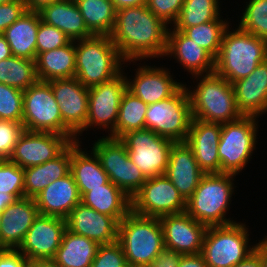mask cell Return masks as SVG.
<instances>
[{
  "mask_svg": "<svg viewBox=\"0 0 267 267\" xmlns=\"http://www.w3.org/2000/svg\"><path fill=\"white\" fill-rule=\"evenodd\" d=\"M148 106L126 89L121 98L115 130L109 134V137L120 138L132 130L145 129V116Z\"/></svg>",
  "mask_w": 267,
  "mask_h": 267,
  "instance_id": "e575fe53",
  "label": "cell"
},
{
  "mask_svg": "<svg viewBox=\"0 0 267 267\" xmlns=\"http://www.w3.org/2000/svg\"><path fill=\"white\" fill-rule=\"evenodd\" d=\"M245 224L208 226L202 245L203 255L208 267H234L245 260L256 245L248 246L249 234Z\"/></svg>",
  "mask_w": 267,
  "mask_h": 267,
  "instance_id": "52a82bcc",
  "label": "cell"
},
{
  "mask_svg": "<svg viewBox=\"0 0 267 267\" xmlns=\"http://www.w3.org/2000/svg\"><path fill=\"white\" fill-rule=\"evenodd\" d=\"M109 181L132 198L147 178L129 158L125 144L119 138L102 137L92 147Z\"/></svg>",
  "mask_w": 267,
  "mask_h": 267,
  "instance_id": "8fae6325",
  "label": "cell"
},
{
  "mask_svg": "<svg viewBox=\"0 0 267 267\" xmlns=\"http://www.w3.org/2000/svg\"><path fill=\"white\" fill-rule=\"evenodd\" d=\"M178 267H208L203 255L200 254H188L182 255L179 259Z\"/></svg>",
  "mask_w": 267,
  "mask_h": 267,
  "instance_id": "681fc988",
  "label": "cell"
},
{
  "mask_svg": "<svg viewBox=\"0 0 267 267\" xmlns=\"http://www.w3.org/2000/svg\"><path fill=\"white\" fill-rule=\"evenodd\" d=\"M148 0H112L116 10L124 7L142 6L146 5Z\"/></svg>",
  "mask_w": 267,
  "mask_h": 267,
  "instance_id": "f5cc1de1",
  "label": "cell"
},
{
  "mask_svg": "<svg viewBox=\"0 0 267 267\" xmlns=\"http://www.w3.org/2000/svg\"><path fill=\"white\" fill-rule=\"evenodd\" d=\"M39 81L74 78L76 72L75 41L63 47L42 52L35 58Z\"/></svg>",
  "mask_w": 267,
  "mask_h": 267,
  "instance_id": "f546056e",
  "label": "cell"
},
{
  "mask_svg": "<svg viewBox=\"0 0 267 267\" xmlns=\"http://www.w3.org/2000/svg\"><path fill=\"white\" fill-rule=\"evenodd\" d=\"M234 177L230 173L204 174L187 200L186 212L207 227L234 223L225 217L234 191Z\"/></svg>",
  "mask_w": 267,
  "mask_h": 267,
  "instance_id": "8992f818",
  "label": "cell"
},
{
  "mask_svg": "<svg viewBox=\"0 0 267 267\" xmlns=\"http://www.w3.org/2000/svg\"><path fill=\"white\" fill-rule=\"evenodd\" d=\"M0 192L25 194L24 169L10 160H3L0 164Z\"/></svg>",
  "mask_w": 267,
  "mask_h": 267,
  "instance_id": "60d3db41",
  "label": "cell"
},
{
  "mask_svg": "<svg viewBox=\"0 0 267 267\" xmlns=\"http://www.w3.org/2000/svg\"><path fill=\"white\" fill-rule=\"evenodd\" d=\"M38 215L34 198L23 197L8 205L1 216L0 249L17 250Z\"/></svg>",
  "mask_w": 267,
  "mask_h": 267,
  "instance_id": "ffe728a7",
  "label": "cell"
},
{
  "mask_svg": "<svg viewBox=\"0 0 267 267\" xmlns=\"http://www.w3.org/2000/svg\"><path fill=\"white\" fill-rule=\"evenodd\" d=\"M99 244L87 237L66 230L52 261L58 267H90Z\"/></svg>",
  "mask_w": 267,
  "mask_h": 267,
  "instance_id": "d6a6232c",
  "label": "cell"
},
{
  "mask_svg": "<svg viewBox=\"0 0 267 267\" xmlns=\"http://www.w3.org/2000/svg\"><path fill=\"white\" fill-rule=\"evenodd\" d=\"M164 246L181 255L200 254L207 226L194 220L187 212L159 217Z\"/></svg>",
  "mask_w": 267,
  "mask_h": 267,
  "instance_id": "ac0fdd59",
  "label": "cell"
},
{
  "mask_svg": "<svg viewBox=\"0 0 267 267\" xmlns=\"http://www.w3.org/2000/svg\"><path fill=\"white\" fill-rule=\"evenodd\" d=\"M220 123L191 120L186 143L191 147L200 169L205 173H220L218 147L220 142Z\"/></svg>",
  "mask_w": 267,
  "mask_h": 267,
  "instance_id": "44dd1931",
  "label": "cell"
},
{
  "mask_svg": "<svg viewBox=\"0 0 267 267\" xmlns=\"http://www.w3.org/2000/svg\"><path fill=\"white\" fill-rule=\"evenodd\" d=\"M219 0H185L174 29L183 31L185 28L216 20L220 17Z\"/></svg>",
  "mask_w": 267,
  "mask_h": 267,
  "instance_id": "8d00e7d4",
  "label": "cell"
},
{
  "mask_svg": "<svg viewBox=\"0 0 267 267\" xmlns=\"http://www.w3.org/2000/svg\"><path fill=\"white\" fill-rule=\"evenodd\" d=\"M26 10L24 0L0 4V34L11 26Z\"/></svg>",
  "mask_w": 267,
  "mask_h": 267,
  "instance_id": "bcb514c9",
  "label": "cell"
},
{
  "mask_svg": "<svg viewBox=\"0 0 267 267\" xmlns=\"http://www.w3.org/2000/svg\"><path fill=\"white\" fill-rule=\"evenodd\" d=\"M167 33V47L164 56L171 55L193 75L210 74L215 71V59L195 41L181 31L173 29Z\"/></svg>",
  "mask_w": 267,
  "mask_h": 267,
  "instance_id": "484cf974",
  "label": "cell"
},
{
  "mask_svg": "<svg viewBox=\"0 0 267 267\" xmlns=\"http://www.w3.org/2000/svg\"><path fill=\"white\" fill-rule=\"evenodd\" d=\"M127 89L147 105L171 97L183 84L173 80L168 69L141 66Z\"/></svg>",
  "mask_w": 267,
  "mask_h": 267,
  "instance_id": "603a6c76",
  "label": "cell"
},
{
  "mask_svg": "<svg viewBox=\"0 0 267 267\" xmlns=\"http://www.w3.org/2000/svg\"><path fill=\"white\" fill-rule=\"evenodd\" d=\"M261 267H267V237L261 240Z\"/></svg>",
  "mask_w": 267,
  "mask_h": 267,
  "instance_id": "6f0895ef",
  "label": "cell"
},
{
  "mask_svg": "<svg viewBox=\"0 0 267 267\" xmlns=\"http://www.w3.org/2000/svg\"><path fill=\"white\" fill-rule=\"evenodd\" d=\"M128 267H147L165 247L159 217L132 210L119 222L118 238Z\"/></svg>",
  "mask_w": 267,
  "mask_h": 267,
  "instance_id": "5b68a950",
  "label": "cell"
},
{
  "mask_svg": "<svg viewBox=\"0 0 267 267\" xmlns=\"http://www.w3.org/2000/svg\"><path fill=\"white\" fill-rule=\"evenodd\" d=\"M38 81L35 60L12 55L0 61V83L24 91Z\"/></svg>",
  "mask_w": 267,
  "mask_h": 267,
  "instance_id": "d590c367",
  "label": "cell"
},
{
  "mask_svg": "<svg viewBox=\"0 0 267 267\" xmlns=\"http://www.w3.org/2000/svg\"><path fill=\"white\" fill-rule=\"evenodd\" d=\"M192 120L186 85L171 97L150 104L145 116V129L173 142L186 141Z\"/></svg>",
  "mask_w": 267,
  "mask_h": 267,
  "instance_id": "9c48e42d",
  "label": "cell"
},
{
  "mask_svg": "<svg viewBox=\"0 0 267 267\" xmlns=\"http://www.w3.org/2000/svg\"><path fill=\"white\" fill-rule=\"evenodd\" d=\"M257 116L243 115L238 120L221 125L218 154L220 173L235 176L245 168L256 148Z\"/></svg>",
  "mask_w": 267,
  "mask_h": 267,
  "instance_id": "30bf717a",
  "label": "cell"
},
{
  "mask_svg": "<svg viewBox=\"0 0 267 267\" xmlns=\"http://www.w3.org/2000/svg\"><path fill=\"white\" fill-rule=\"evenodd\" d=\"M238 109L243 115L267 112V59L247 77L232 83Z\"/></svg>",
  "mask_w": 267,
  "mask_h": 267,
  "instance_id": "d4e9b609",
  "label": "cell"
},
{
  "mask_svg": "<svg viewBox=\"0 0 267 267\" xmlns=\"http://www.w3.org/2000/svg\"><path fill=\"white\" fill-rule=\"evenodd\" d=\"M34 200L39 214L66 219L72 209L81 202V195L70 172L50 183Z\"/></svg>",
  "mask_w": 267,
  "mask_h": 267,
  "instance_id": "cb8c5ba5",
  "label": "cell"
},
{
  "mask_svg": "<svg viewBox=\"0 0 267 267\" xmlns=\"http://www.w3.org/2000/svg\"><path fill=\"white\" fill-rule=\"evenodd\" d=\"M48 83L59 104L63 124L77 136L86 124L89 88L84 87L76 77L54 79Z\"/></svg>",
  "mask_w": 267,
  "mask_h": 267,
  "instance_id": "e0dca14e",
  "label": "cell"
},
{
  "mask_svg": "<svg viewBox=\"0 0 267 267\" xmlns=\"http://www.w3.org/2000/svg\"><path fill=\"white\" fill-rule=\"evenodd\" d=\"M199 76L202 78L197 88L193 91L187 88L193 119L224 124L243 116L238 109L231 83L215 72L194 75L196 79Z\"/></svg>",
  "mask_w": 267,
  "mask_h": 267,
  "instance_id": "277c9868",
  "label": "cell"
},
{
  "mask_svg": "<svg viewBox=\"0 0 267 267\" xmlns=\"http://www.w3.org/2000/svg\"><path fill=\"white\" fill-rule=\"evenodd\" d=\"M27 10L38 11L44 5L50 4L57 0H24Z\"/></svg>",
  "mask_w": 267,
  "mask_h": 267,
  "instance_id": "11a10c76",
  "label": "cell"
},
{
  "mask_svg": "<svg viewBox=\"0 0 267 267\" xmlns=\"http://www.w3.org/2000/svg\"><path fill=\"white\" fill-rule=\"evenodd\" d=\"M70 41L64 32L40 20L37 31L36 56L42 52L63 47Z\"/></svg>",
  "mask_w": 267,
  "mask_h": 267,
  "instance_id": "b9f144b4",
  "label": "cell"
},
{
  "mask_svg": "<svg viewBox=\"0 0 267 267\" xmlns=\"http://www.w3.org/2000/svg\"><path fill=\"white\" fill-rule=\"evenodd\" d=\"M187 201L165 175L147 178L140 190L131 198L134 213L161 217L186 212Z\"/></svg>",
  "mask_w": 267,
  "mask_h": 267,
  "instance_id": "4fadbf2b",
  "label": "cell"
},
{
  "mask_svg": "<svg viewBox=\"0 0 267 267\" xmlns=\"http://www.w3.org/2000/svg\"><path fill=\"white\" fill-rule=\"evenodd\" d=\"M28 259L15 249H0V267H25Z\"/></svg>",
  "mask_w": 267,
  "mask_h": 267,
  "instance_id": "c3c4849f",
  "label": "cell"
},
{
  "mask_svg": "<svg viewBox=\"0 0 267 267\" xmlns=\"http://www.w3.org/2000/svg\"><path fill=\"white\" fill-rule=\"evenodd\" d=\"M204 174L191 147L185 141L174 142L165 175L186 201L192 196Z\"/></svg>",
  "mask_w": 267,
  "mask_h": 267,
  "instance_id": "7402d4cb",
  "label": "cell"
},
{
  "mask_svg": "<svg viewBox=\"0 0 267 267\" xmlns=\"http://www.w3.org/2000/svg\"><path fill=\"white\" fill-rule=\"evenodd\" d=\"M81 202L88 207L120 222L131 211V198L109 181L97 188H89Z\"/></svg>",
  "mask_w": 267,
  "mask_h": 267,
  "instance_id": "1f68e13d",
  "label": "cell"
},
{
  "mask_svg": "<svg viewBox=\"0 0 267 267\" xmlns=\"http://www.w3.org/2000/svg\"><path fill=\"white\" fill-rule=\"evenodd\" d=\"M11 1H15V0H0V4H5Z\"/></svg>",
  "mask_w": 267,
  "mask_h": 267,
  "instance_id": "680465c9",
  "label": "cell"
},
{
  "mask_svg": "<svg viewBox=\"0 0 267 267\" xmlns=\"http://www.w3.org/2000/svg\"><path fill=\"white\" fill-rule=\"evenodd\" d=\"M22 124L24 130L53 132L67 136L72 142L79 141L63 124L59 104L48 82L38 81L23 91Z\"/></svg>",
  "mask_w": 267,
  "mask_h": 267,
  "instance_id": "ba28073f",
  "label": "cell"
},
{
  "mask_svg": "<svg viewBox=\"0 0 267 267\" xmlns=\"http://www.w3.org/2000/svg\"><path fill=\"white\" fill-rule=\"evenodd\" d=\"M90 267H128L120 243L99 244Z\"/></svg>",
  "mask_w": 267,
  "mask_h": 267,
  "instance_id": "7bdbcfd3",
  "label": "cell"
},
{
  "mask_svg": "<svg viewBox=\"0 0 267 267\" xmlns=\"http://www.w3.org/2000/svg\"><path fill=\"white\" fill-rule=\"evenodd\" d=\"M25 197V194H8L0 192V212H2L8 205L14 203L17 199Z\"/></svg>",
  "mask_w": 267,
  "mask_h": 267,
  "instance_id": "816d5d0a",
  "label": "cell"
},
{
  "mask_svg": "<svg viewBox=\"0 0 267 267\" xmlns=\"http://www.w3.org/2000/svg\"><path fill=\"white\" fill-rule=\"evenodd\" d=\"M66 228L98 244H109L117 241L119 222L80 202L66 218Z\"/></svg>",
  "mask_w": 267,
  "mask_h": 267,
  "instance_id": "d6986e66",
  "label": "cell"
},
{
  "mask_svg": "<svg viewBox=\"0 0 267 267\" xmlns=\"http://www.w3.org/2000/svg\"><path fill=\"white\" fill-rule=\"evenodd\" d=\"M203 24L185 28L182 33L189 39L195 41L200 47L205 49L214 59L219 54L222 37L229 26L228 22L219 19Z\"/></svg>",
  "mask_w": 267,
  "mask_h": 267,
  "instance_id": "74e56055",
  "label": "cell"
},
{
  "mask_svg": "<svg viewBox=\"0 0 267 267\" xmlns=\"http://www.w3.org/2000/svg\"><path fill=\"white\" fill-rule=\"evenodd\" d=\"M185 0H148L147 8L165 24L175 23Z\"/></svg>",
  "mask_w": 267,
  "mask_h": 267,
  "instance_id": "f6af8a7d",
  "label": "cell"
},
{
  "mask_svg": "<svg viewBox=\"0 0 267 267\" xmlns=\"http://www.w3.org/2000/svg\"><path fill=\"white\" fill-rule=\"evenodd\" d=\"M71 170V144L55 159L24 168L25 197L34 198L54 180L65 177Z\"/></svg>",
  "mask_w": 267,
  "mask_h": 267,
  "instance_id": "83f0119b",
  "label": "cell"
},
{
  "mask_svg": "<svg viewBox=\"0 0 267 267\" xmlns=\"http://www.w3.org/2000/svg\"><path fill=\"white\" fill-rule=\"evenodd\" d=\"M71 143L65 135L24 130L9 160L23 169L37 166L55 159Z\"/></svg>",
  "mask_w": 267,
  "mask_h": 267,
  "instance_id": "5bb4252c",
  "label": "cell"
},
{
  "mask_svg": "<svg viewBox=\"0 0 267 267\" xmlns=\"http://www.w3.org/2000/svg\"><path fill=\"white\" fill-rule=\"evenodd\" d=\"M129 158L146 178L166 173L173 141L161 137L150 129L132 130L119 138Z\"/></svg>",
  "mask_w": 267,
  "mask_h": 267,
  "instance_id": "7c38bea8",
  "label": "cell"
},
{
  "mask_svg": "<svg viewBox=\"0 0 267 267\" xmlns=\"http://www.w3.org/2000/svg\"><path fill=\"white\" fill-rule=\"evenodd\" d=\"M65 230L66 219L39 214L17 250L28 260H52Z\"/></svg>",
  "mask_w": 267,
  "mask_h": 267,
  "instance_id": "2e32d148",
  "label": "cell"
},
{
  "mask_svg": "<svg viewBox=\"0 0 267 267\" xmlns=\"http://www.w3.org/2000/svg\"><path fill=\"white\" fill-rule=\"evenodd\" d=\"M12 56L11 48L3 34H0V61Z\"/></svg>",
  "mask_w": 267,
  "mask_h": 267,
  "instance_id": "db71d44e",
  "label": "cell"
},
{
  "mask_svg": "<svg viewBox=\"0 0 267 267\" xmlns=\"http://www.w3.org/2000/svg\"><path fill=\"white\" fill-rule=\"evenodd\" d=\"M81 142L71 143V170L81 197L89 191V188L101 187L109 182L108 175L102 168L98 157L94 152L89 155L80 148ZM81 149V150H80Z\"/></svg>",
  "mask_w": 267,
  "mask_h": 267,
  "instance_id": "4dcf8cb0",
  "label": "cell"
},
{
  "mask_svg": "<svg viewBox=\"0 0 267 267\" xmlns=\"http://www.w3.org/2000/svg\"><path fill=\"white\" fill-rule=\"evenodd\" d=\"M78 42V43H76ZM75 42V77L86 88L108 82L123 71L126 62L109 35H93Z\"/></svg>",
  "mask_w": 267,
  "mask_h": 267,
  "instance_id": "3957f363",
  "label": "cell"
},
{
  "mask_svg": "<svg viewBox=\"0 0 267 267\" xmlns=\"http://www.w3.org/2000/svg\"><path fill=\"white\" fill-rule=\"evenodd\" d=\"M181 256L179 252L164 247L147 267H178Z\"/></svg>",
  "mask_w": 267,
  "mask_h": 267,
  "instance_id": "7dc6e473",
  "label": "cell"
},
{
  "mask_svg": "<svg viewBox=\"0 0 267 267\" xmlns=\"http://www.w3.org/2000/svg\"><path fill=\"white\" fill-rule=\"evenodd\" d=\"M23 91L0 83V120L22 122Z\"/></svg>",
  "mask_w": 267,
  "mask_h": 267,
  "instance_id": "ab89813d",
  "label": "cell"
},
{
  "mask_svg": "<svg viewBox=\"0 0 267 267\" xmlns=\"http://www.w3.org/2000/svg\"><path fill=\"white\" fill-rule=\"evenodd\" d=\"M127 89V77L123 73L114 79L89 88L88 114L85 127L78 133L96 125L115 130L121 98ZM110 125V127H109Z\"/></svg>",
  "mask_w": 267,
  "mask_h": 267,
  "instance_id": "9a60e30c",
  "label": "cell"
},
{
  "mask_svg": "<svg viewBox=\"0 0 267 267\" xmlns=\"http://www.w3.org/2000/svg\"><path fill=\"white\" fill-rule=\"evenodd\" d=\"M146 5L117 10L109 35L126 62L164 57L167 47L166 26Z\"/></svg>",
  "mask_w": 267,
  "mask_h": 267,
  "instance_id": "6da1fadb",
  "label": "cell"
},
{
  "mask_svg": "<svg viewBox=\"0 0 267 267\" xmlns=\"http://www.w3.org/2000/svg\"><path fill=\"white\" fill-rule=\"evenodd\" d=\"M226 28L220 51L215 59V73L229 83L249 76L256 67L267 59V40L236 28Z\"/></svg>",
  "mask_w": 267,
  "mask_h": 267,
  "instance_id": "7a4b0ae2",
  "label": "cell"
},
{
  "mask_svg": "<svg viewBox=\"0 0 267 267\" xmlns=\"http://www.w3.org/2000/svg\"><path fill=\"white\" fill-rule=\"evenodd\" d=\"M38 13L41 21L58 28L71 41L93 36L74 0H57L41 7Z\"/></svg>",
  "mask_w": 267,
  "mask_h": 267,
  "instance_id": "4316f807",
  "label": "cell"
},
{
  "mask_svg": "<svg viewBox=\"0 0 267 267\" xmlns=\"http://www.w3.org/2000/svg\"><path fill=\"white\" fill-rule=\"evenodd\" d=\"M23 131L22 122L0 120V158L9 160Z\"/></svg>",
  "mask_w": 267,
  "mask_h": 267,
  "instance_id": "ee69618b",
  "label": "cell"
},
{
  "mask_svg": "<svg viewBox=\"0 0 267 267\" xmlns=\"http://www.w3.org/2000/svg\"><path fill=\"white\" fill-rule=\"evenodd\" d=\"M246 5L239 28L267 40V0H250Z\"/></svg>",
  "mask_w": 267,
  "mask_h": 267,
  "instance_id": "f35d334b",
  "label": "cell"
},
{
  "mask_svg": "<svg viewBox=\"0 0 267 267\" xmlns=\"http://www.w3.org/2000/svg\"><path fill=\"white\" fill-rule=\"evenodd\" d=\"M84 23L93 35H110L117 10L112 0H74Z\"/></svg>",
  "mask_w": 267,
  "mask_h": 267,
  "instance_id": "836d02e7",
  "label": "cell"
},
{
  "mask_svg": "<svg viewBox=\"0 0 267 267\" xmlns=\"http://www.w3.org/2000/svg\"><path fill=\"white\" fill-rule=\"evenodd\" d=\"M234 267H261V241L256 244L254 252Z\"/></svg>",
  "mask_w": 267,
  "mask_h": 267,
  "instance_id": "f907efd6",
  "label": "cell"
},
{
  "mask_svg": "<svg viewBox=\"0 0 267 267\" xmlns=\"http://www.w3.org/2000/svg\"><path fill=\"white\" fill-rule=\"evenodd\" d=\"M1 216H2V212H0V223H1ZM1 225V224H0Z\"/></svg>",
  "mask_w": 267,
  "mask_h": 267,
  "instance_id": "91938a15",
  "label": "cell"
},
{
  "mask_svg": "<svg viewBox=\"0 0 267 267\" xmlns=\"http://www.w3.org/2000/svg\"><path fill=\"white\" fill-rule=\"evenodd\" d=\"M40 20L38 11L26 10L2 33L11 48L13 56L35 60Z\"/></svg>",
  "mask_w": 267,
  "mask_h": 267,
  "instance_id": "f1b7e54d",
  "label": "cell"
},
{
  "mask_svg": "<svg viewBox=\"0 0 267 267\" xmlns=\"http://www.w3.org/2000/svg\"><path fill=\"white\" fill-rule=\"evenodd\" d=\"M25 267H58L52 260H28Z\"/></svg>",
  "mask_w": 267,
  "mask_h": 267,
  "instance_id": "9f6ffc18",
  "label": "cell"
}]
</instances>
